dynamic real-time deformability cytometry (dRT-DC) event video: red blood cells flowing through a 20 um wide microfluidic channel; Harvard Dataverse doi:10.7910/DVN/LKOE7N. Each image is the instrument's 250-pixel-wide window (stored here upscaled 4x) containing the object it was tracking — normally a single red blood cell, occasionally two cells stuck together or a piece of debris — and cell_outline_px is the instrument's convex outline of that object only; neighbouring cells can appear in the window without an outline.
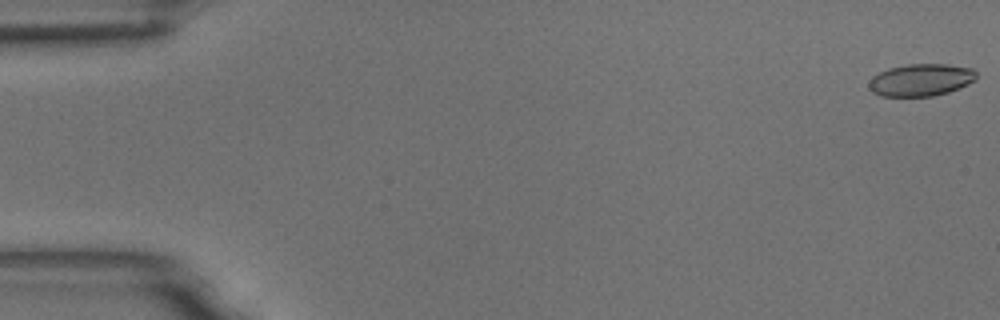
{"species": "common noctule bat (a hibernating species)", "species_latin": "Nyctalus noctula", "temperature_condition": "room temperature", "stored_images_in_passage": 8, "camera_frame_rate_fps": 3000, "um_per_image_px": 0.085, "animal": {"sex": "male", "body_mass_g": 18.8}, "frame": {"image": 1, "passage_image": 1, "time_ms": 0.0, "image_size_px": [1000, 320], "cell_outline_px": [[976, 80], [960, 88], [948, 92], [932, 96], [880, 96], [872, 92], [868, 88], [868, 84], [872, 76], [888, 68], [908, 64], [948, 64], [972, 68], [976, 72]], "centroid_in_image_um": [78.27, 6.79], "position_along_channel_um": 6.7, "area_um2": 20.35}}